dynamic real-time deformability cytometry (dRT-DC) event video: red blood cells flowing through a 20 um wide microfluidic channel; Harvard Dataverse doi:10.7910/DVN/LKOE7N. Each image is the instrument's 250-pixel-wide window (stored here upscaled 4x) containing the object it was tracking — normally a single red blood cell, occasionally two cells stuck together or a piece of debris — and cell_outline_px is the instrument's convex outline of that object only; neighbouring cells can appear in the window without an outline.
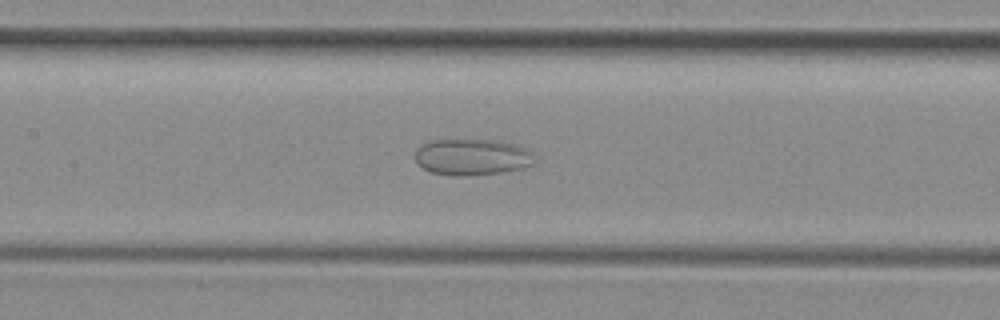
{"species": "common noctule bat (a hibernating species)", "species_latin": "Nyctalus noctula", "temperature_condition": "room temperature", "stored_images_in_passage": 47, "segment_of_instrument_passage": [1, 2], "camera_frame_rate_fps": 3000, "um_per_image_px": 0.085, "animal": {"sex": "female", "body_mass_g": 29.2, "forearm_length_mm": 56.3}, "frame": {"image": 1, "passage_image": 19, "time_ms": 6.0, "image_size_px": [1000, 320], "cell_outline_px": [[532, 164], [524, 168], [504, 172], [468, 176], [452, 176], [432, 172], [416, 164], [416, 152], [424, 144], [432, 140], [496, 140], [528, 148], [532, 152]], "centroid_in_image_um": [40.14, 13.36], "position_along_channel_um": 167.3, "area_um2": 25.2}}
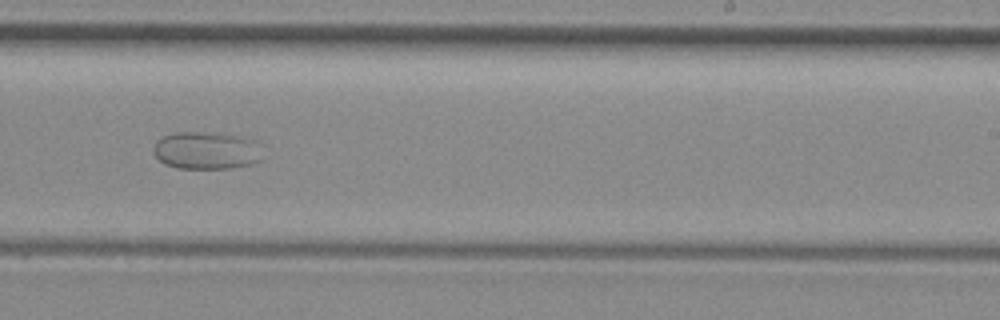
{"frame": {"image": 2, "passage_image": 27, "time_ms": 8.667, "image_size_px": [1000, 320], "cell_outline_px": [[260, 160], [252, 164], [232, 168], [176, 168], [164, 164], [152, 152], [152, 148], [156, 140], [164, 136], [176, 132], [196, 132], [244, 136], [260, 140]], "centroid_in_image_um": [17.56, 12.79], "position_along_channel_um": 271.4, "area_um2": 24.16}}
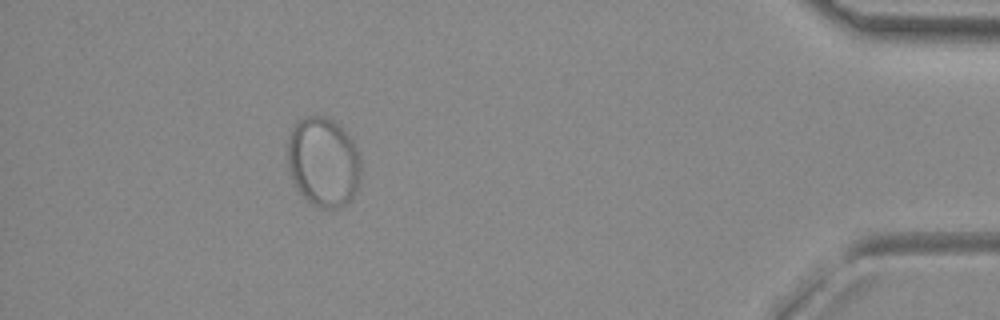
{"frame": {"image": 3, "passage_image": 42, "time_ms": 13.667, "image_size_px": [1000, 320], "cell_outline_px": [[360, 184], [352, 200], [336, 208], [320, 208], [312, 204], [296, 188], [292, 180], [288, 164], [288, 136], [292, 128], [300, 120], [308, 116], [328, 116], [352, 140], [360, 156]], "centroid_in_image_um": [27.49, 13.79], "position_along_channel_um": 407.7, "area_um2": 38.26}}